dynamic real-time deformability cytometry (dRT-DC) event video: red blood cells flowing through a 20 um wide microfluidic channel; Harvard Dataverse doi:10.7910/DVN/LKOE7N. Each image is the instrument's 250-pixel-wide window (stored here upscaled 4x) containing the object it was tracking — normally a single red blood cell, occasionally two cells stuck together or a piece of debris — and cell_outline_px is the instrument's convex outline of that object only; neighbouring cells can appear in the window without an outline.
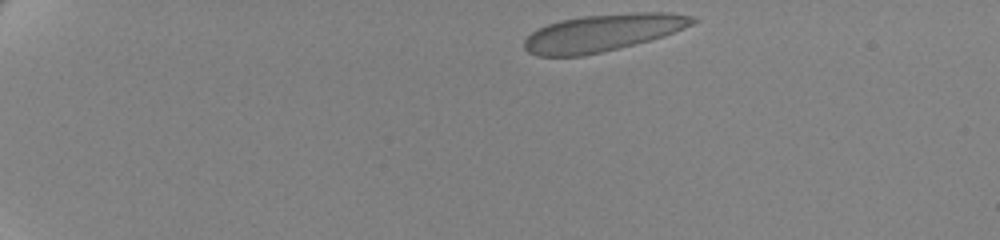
{"species": "human", "species_latin": "Homo sapiens", "temperature_condition": "cold", "stored_images_in_passage": 30, "camera_frame_rate_fps": 3000, "um_per_image_px": 0.085, "donor": {"sex": "female"}, "frame": {"image": 1, "passage_image": 1, "time_ms": 0.0, "image_size_px": [1000, 240], "cell_outline_px": [[700, 20], [684, 28], [664, 36], [600, 52], [580, 56], [536, 56], [528, 52], [524, 48], [524, 40], [532, 32], [548, 24], [560, 20], [580, 16], [632, 12], [668, 12], [696, 16]], "centroid_in_image_um": [51.25, 2.76], "position_along_channel_um": 33.8, "area_um2": 36.36}}
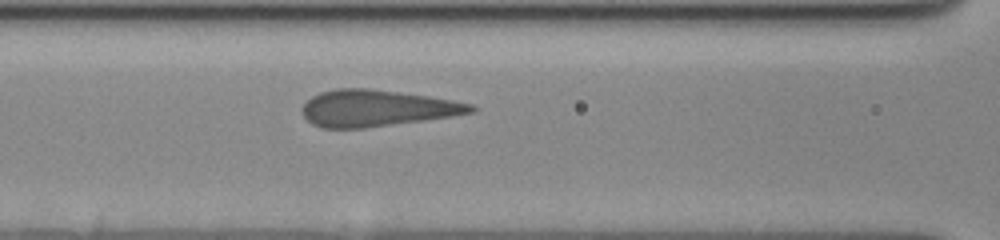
{"frame": {"image": 2, "passage_image": 18, "time_ms": 5.667, "image_size_px": [1000, 240], "cell_outline_px": [[476, 112], [452, 116], [364, 128], [320, 128], [312, 124], [304, 116], [300, 108], [312, 96], [320, 92], [336, 88], [368, 88], [400, 92], [428, 96], [452, 100], [472, 104], [476, 108]], "centroid_in_image_um": [32.0, 9.19], "position_along_channel_um": 134.6, "area_um2": 35.84}}
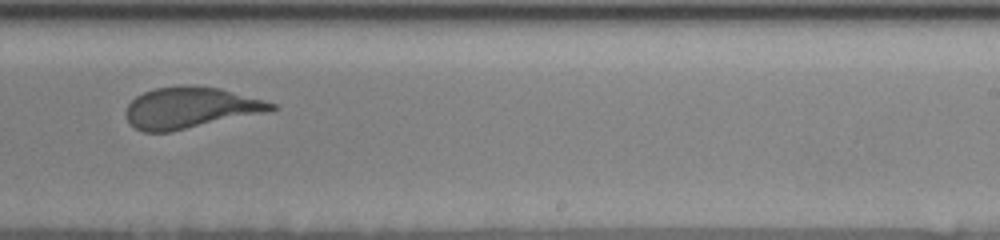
{"frame": {"image": 3, "passage_image": 30, "time_ms": 9.667, "image_size_px": [1000, 240], "cell_outline_px": [[276, 108], [268, 112], [168, 132], [144, 132], [128, 124], [128, 104], [136, 96], [144, 92], [156, 88], [180, 84], [192, 84], [220, 88], [264, 100], [276, 104]], "centroid_in_image_um": [16.19, 9.14], "position_along_channel_um": 272.8, "area_um2": 34.85}}